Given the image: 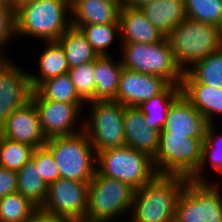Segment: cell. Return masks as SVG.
<instances>
[{
  "label": "cell",
  "mask_w": 222,
  "mask_h": 222,
  "mask_svg": "<svg viewBox=\"0 0 222 222\" xmlns=\"http://www.w3.org/2000/svg\"><path fill=\"white\" fill-rule=\"evenodd\" d=\"M189 178L157 175L136 189L129 222H173L179 197Z\"/></svg>",
  "instance_id": "1"
},
{
  "label": "cell",
  "mask_w": 222,
  "mask_h": 222,
  "mask_svg": "<svg viewBox=\"0 0 222 222\" xmlns=\"http://www.w3.org/2000/svg\"><path fill=\"white\" fill-rule=\"evenodd\" d=\"M16 37L57 41L71 26V0H33L15 10Z\"/></svg>",
  "instance_id": "2"
},
{
  "label": "cell",
  "mask_w": 222,
  "mask_h": 222,
  "mask_svg": "<svg viewBox=\"0 0 222 222\" xmlns=\"http://www.w3.org/2000/svg\"><path fill=\"white\" fill-rule=\"evenodd\" d=\"M166 37L183 73L222 47L221 28L190 18H185Z\"/></svg>",
  "instance_id": "3"
},
{
  "label": "cell",
  "mask_w": 222,
  "mask_h": 222,
  "mask_svg": "<svg viewBox=\"0 0 222 222\" xmlns=\"http://www.w3.org/2000/svg\"><path fill=\"white\" fill-rule=\"evenodd\" d=\"M96 172L127 183L135 190L158 175L152 158L126 145L96 153Z\"/></svg>",
  "instance_id": "4"
},
{
  "label": "cell",
  "mask_w": 222,
  "mask_h": 222,
  "mask_svg": "<svg viewBox=\"0 0 222 222\" xmlns=\"http://www.w3.org/2000/svg\"><path fill=\"white\" fill-rule=\"evenodd\" d=\"M135 189L127 183L95 172L89 182L88 207L84 222L115 221L130 214Z\"/></svg>",
  "instance_id": "5"
},
{
  "label": "cell",
  "mask_w": 222,
  "mask_h": 222,
  "mask_svg": "<svg viewBox=\"0 0 222 222\" xmlns=\"http://www.w3.org/2000/svg\"><path fill=\"white\" fill-rule=\"evenodd\" d=\"M45 146L54 156L60 178L91 181L96 172V153L84 131L50 138Z\"/></svg>",
  "instance_id": "6"
},
{
  "label": "cell",
  "mask_w": 222,
  "mask_h": 222,
  "mask_svg": "<svg viewBox=\"0 0 222 222\" xmlns=\"http://www.w3.org/2000/svg\"><path fill=\"white\" fill-rule=\"evenodd\" d=\"M120 44L121 63L124 68L162 77L170 84H181L183 71L175 62L167 37L152 44Z\"/></svg>",
  "instance_id": "7"
},
{
  "label": "cell",
  "mask_w": 222,
  "mask_h": 222,
  "mask_svg": "<svg viewBox=\"0 0 222 222\" xmlns=\"http://www.w3.org/2000/svg\"><path fill=\"white\" fill-rule=\"evenodd\" d=\"M90 112L83 118V131L89 138L95 153L125 146L124 107L114 100L86 103ZM85 119V120H84Z\"/></svg>",
  "instance_id": "8"
},
{
  "label": "cell",
  "mask_w": 222,
  "mask_h": 222,
  "mask_svg": "<svg viewBox=\"0 0 222 222\" xmlns=\"http://www.w3.org/2000/svg\"><path fill=\"white\" fill-rule=\"evenodd\" d=\"M203 140L178 134H159V147L153 160L159 175L190 178L198 169Z\"/></svg>",
  "instance_id": "9"
},
{
  "label": "cell",
  "mask_w": 222,
  "mask_h": 222,
  "mask_svg": "<svg viewBox=\"0 0 222 222\" xmlns=\"http://www.w3.org/2000/svg\"><path fill=\"white\" fill-rule=\"evenodd\" d=\"M173 222H222V190L218 181L189 180L179 197Z\"/></svg>",
  "instance_id": "10"
},
{
  "label": "cell",
  "mask_w": 222,
  "mask_h": 222,
  "mask_svg": "<svg viewBox=\"0 0 222 222\" xmlns=\"http://www.w3.org/2000/svg\"><path fill=\"white\" fill-rule=\"evenodd\" d=\"M30 100L36 107L41 130L47 140L83 131V120L80 118L83 114L80 113H82L81 111L83 106H86V103H64L45 100L35 90L32 91ZM79 121L80 124L78 123Z\"/></svg>",
  "instance_id": "11"
},
{
  "label": "cell",
  "mask_w": 222,
  "mask_h": 222,
  "mask_svg": "<svg viewBox=\"0 0 222 222\" xmlns=\"http://www.w3.org/2000/svg\"><path fill=\"white\" fill-rule=\"evenodd\" d=\"M88 190L89 182L59 178L48 185L46 200L41 208L71 222H84L88 207Z\"/></svg>",
  "instance_id": "12"
},
{
  "label": "cell",
  "mask_w": 222,
  "mask_h": 222,
  "mask_svg": "<svg viewBox=\"0 0 222 222\" xmlns=\"http://www.w3.org/2000/svg\"><path fill=\"white\" fill-rule=\"evenodd\" d=\"M32 91L27 70L0 56V128L16 109L30 101Z\"/></svg>",
  "instance_id": "13"
},
{
  "label": "cell",
  "mask_w": 222,
  "mask_h": 222,
  "mask_svg": "<svg viewBox=\"0 0 222 222\" xmlns=\"http://www.w3.org/2000/svg\"><path fill=\"white\" fill-rule=\"evenodd\" d=\"M169 85L170 83L162 77L123 68L114 101L123 106L138 107L163 92Z\"/></svg>",
  "instance_id": "14"
},
{
  "label": "cell",
  "mask_w": 222,
  "mask_h": 222,
  "mask_svg": "<svg viewBox=\"0 0 222 222\" xmlns=\"http://www.w3.org/2000/svg\"><path fill=\"white\" fill-rule=\"evenodd\" d=\"M210 122L180 94L170 105L159 134L198 137L205 141Z\"/></svg>",
  "instance_id": "15"
},
{
  "label": "cell",
  "mask_w": 222,
  "mask_h": 222,
  "mask_svg": "<svg viewBox=\"0 0 222 222\" xmlns=\"http://www.w3.org/2000/svg\"><path fill=\"white\" fill-rule=\"evenodd\" d=\"M0 135L34 148L44 146L47 141L41 130L38 112L31 100L10 115L0 128Z\"/></svg>",
  "instance_id": "16"
},
{
  "label": "cell",
  "mask_w": 222,
  "mask_h": 222,
  "mask_svg": "<svg viewBox=\"0 0 222 222\" xmlns=\"http://www.w3.org/2000/svg\"><path fill=\"white\" fill-rule=\"evenodd\" d=\"M125 145L153 160L159 147V132L146 125L138 107L125 106L123 111Z\"/></svg>",
  "instance_id": "17"
},
{
  "label": "cell",
  "mask_w": 222,
  "mask_h": 222,
  "mask_svg": "<svg viewBox=\"0 0 222 222\" xmlns=\"http://www.w3.org/2000/svg\"><path fill=\"white\" fill-rule=\"evenodd\" d=\"M119 25L120 43L152 44L166 37L144 16L140 8L121 7Z\"/></svg>",
  "instance_id": "18"
},
{
  "label": "cell",
  "mask_w": 222,
  "mask_h": 222,
  "mask_svg": "<svg viewBox=\"0 0 222 222\" xmlns=\"http://www.w3.org/2000/svg\"><path fill=\"white\" fill-rule=\"evenodd\" d=\"M119 0H71V25L119 24Z\"/></svg>",
  "instance_id": "19"
},
{
  "label": "cell",
  "mask_w": 222,
  "mask_h": 222,
  "mask_svg": "<svg viewBox=\"0 0 222 222\" xmlns=\"http://www.w3.org/2000/svg\"><path fill=\"white\" fill-rule=\"evenodd\" d=\"M181 94L210 123L222 116V89L210 87L199 82H181Z\"/></svg>",
  "instance_id": "20"
},
{
  "label": "cell",
  "mask_w": 222,
  "mask_h": 222,
  "mask_svg": "<svg viewBox=\"0 0 222 222\" xmlns=\"http://www.w3.org/2000/svg\"><path fill=\"white\" fill-rule=\"evenodd\" d=\"M121 60L111 55L98 56L95 60V101L115 100L123 70Z\"/></svg>",
  "instance_id": "21"
},
{
  "label": "cell",
  "mask_w": 222,
  "mask_h": 222,
  "mask_svg": "<svg viewBox=\"0 0 222 222\" xmlns=\"http://www.w3.org/2000/svg\"><path fill=\"white\" fill-rule=\"evenodd\" d=\"M140 10L165 36L186 18L184 0H156L142 5Z\"/></svg>",
  "instance_id": "22"
},
{
  "label": "cell",
  "mask_w": 222,
  "mask_h": 222,
  "mask_svg": "<svg viewBox=\"0 0 222 222\" xmlns=\"http://www.w3.org/2000/svg\"><path fill=\"white\" fill-rule=\"evenodd\" d=\"M45 45L38 60L39 71L36 75L28 72L32 90L45 80L68 73L70 69L64 49L57 41L46 42Z\"/></svg>",
  "instance_id": "23"
},
{
  "label": "cell",
  "mask_w": 222,
  "mask_h": 222,
  "mask_svg": "<svg viewBox=\"0 0 222 222\" xmlns=\"http://www.w3.org/2000/svg\"><path fill=\"white\" fill-rule=\"evenodd\" d=\"M180 85L170 84L163 92L138 106L148 127L160 133L170 105L181 94Z\"/></svg>",
  "instance_id": "24"
},
{
  "label": "cell",
  "mask_w": 222,
  "mask_h": 222,
  "mask_svg": "<svg viewBox=\"0 0 222 222\" xmlns=\"http://www.w3.org/2000/svg\"><path fill=\"white\" fill-rule=\"evenodd\" d=\"M16 173L17 192L41 208L46 200L48 186L40 177L39 167L31 159Z\"/></svg>",
  "instance_id": "25"
},
{
  "label": "cell",
  "mask_w": 222,
  "mask_h": 222,
  "mask_svg": "<svg viewBox=\"0 0 222 222\" xmlns=\"http://www.w3.org/2000/svg\"><path fill=\"white\" fill-rule=\"evenodd\" d=\"M182 82H199L222 89V47L184 72Z\"/></svg>",
  "instance_id": "26"
},
{
  "label": "cell",
  "mask_w": 222,
  "mask_h": 222,
  "mask_svg": "<svg viewBox=\"0 0 222 222\" xmlns=\"http://www.w3.org/2000/svg\"><path fill=\"white\" fill-rule=\"evenodd\" d=\"M57 42L64 49L69 68L94 61L98 57L79 28L70 26Z\"/></svg>",
  "instance_id": "27"
},
{
  "label": "cell",
  "mask_w": 222,
  "mask_h": 222,
  "mask_svg": "<svg viewBox=\"0 0 222 222\" xmlns=\"http://www.w3.org/2000/svg\"><path fill=\"white\" fill-rule=\"evenodd\" d=\"M35 91L45 100L64 103H85L76 93L68 73L45 80Z\"/></svg>",
  "instance_id": "28"
},
{
  "label": "cell",
  "mask_w": 222,
  "mask_h": 222,
  "mask_svg": "<svg viewBox=\"0 0 222 222\" xmlns=\"http://www.w3.org/2000/svg\"><path fill=\"white\" fill-rule=\"evenodd\" d=\"M71 26L80 29L98 56L111 55L109 47L112 46L111 44L116 40L115 36H118L120 40L119 24H87Z\"/></svg>",
  "instance_id": "29"
},
{
  "label": "cell",
  "mask_w": 222,
  "mask_h": 222,
  "mask_svg": "<svg viewBox=\"0 0 222 222\" xmlns=\"http://www.w3.org/2000/svg\"><path fill=\"white\" fill-rule=\"evenodd\" d=\"M34 149L29 144L12 141L0 135V166L17 172L31 160Z\"/></svg>",
  "instance_id": "30"
},
{
  "label": "cell",
  "mask_w": 222,
  "mask_h": 222,
  "mask_svg": "<svg viewBox=\"0 0 222 222\" xmlns=\"http://www.w3.org/2000/svg\"><path fill=\"white\" fill-rule=\"evenodd\" d=\"M186 18L222 29V0H184Z\"/></svg>",
  "instance_id": "31"
},
{
  "label": "cell",
  "mask_w": 222,
  "mask_h": 222,
  "mask_svg": "<svg viewBox=\"0 0 222 222\" xmlns=\"http://www.w3.org/2000/svg\"><path fill=\"white\" fill-rule=\"evenodd\" d=\"M37 209L19 192L0 199V222H24Z\"/></svg>",
  "instance_id": "32"
},
{
  "label": "cell",
  "mask_w": 222,
  "mask_h": 222,
  "mask_svg": "<svg viewBox=\"0 0 222 222\" xmlns=\"http://www.w3.org/2000/svg\"><path fill=\"white\" fill-rule=\"evenodd\" d=\"M94 68L95 60L72 67L68 71L76 93L85 103L95 101Z\"/></svg>",
  "instance_id": "33"
},
{
  "label": "cell",
  "mask_w": 222,
  "mask_h": 222,
  "mask_svg": "<svg viewBox=\"0 0 222 222\" xmlns=\"http://www.w3.org/2000/svg\"><path fill=\"white\" fill-rule=\"evenodd\" d=\"M31 159L39 167L40 177L47 186L60 178L54 156L45 145L35 148Z\"/></svg>",
  "instance_id": "34"
},
{
  "label": "cell",
  "mask_w": 222,
  "mask_h": 222,
  "mask_svg": "<svg viewBox=\"0 0 222 222\" xmlns=\"http://www.w3.org/2000/svg\"><path fill=\"white\" fill-rule=\"evenodd\" d=\"M13 38L16 39L15 9L12 6L0 5V56L8 57L3 50Z\"/></svg>",
  "instance_id": "35"
},
{
  "label": "cell",
  "mask_w": 222,
  "mask_h": 222,
  "mask_svg": "<svg viewBox=\"0 0 222 222\" xmlns=\"http://www.w3.org/2000/svg\"><path fill=\"white\" fill-rule=\"evenodd\" d=\"M213 168V171L219 173L222 176V150H202V157L200 165L197 171L189 178V180L198 183H210L208 176L207 178L203 175L205 172L206 164L208 162Z\"/></svg>",
  "instance_id": "36"
},
{
  "label": "cell",
  "mask_w": 222,
  "mask_h": 222,
  "mask_svg": "<svg viewBox=\"0 0 222 222\" xmlns=\"http://www.w3.org/2000/svg\"><path fill=\"white\" fill-rule=\"evenodd\" d=\"M17 192V173L0 166V199Z\"/></svg>",
  "instance_id": "37"
},
{
  "label": "cell",
  "mask_w": 222,
  "mask_h": 222,
  "mask_svg": "<svg viewBox=\"0 0 222 222\" xmlns=\"http://www.w3.org/2000/svg\"><path fill=\"white\" fill-rule=\"evenodd\" d=\"M215 123L216 122H212L209 124L206 139L203 141L202 150H222V132L217 131Z\"/></svg>",
  "instance_id": "38"
},
{
  "label": "cell",
  "mask_w": 222,
  "mask_h": 222,
  "mask_svg": "<svg viewBox=\"0 0 222 222\" xmlns=\"http://www.w3.org/2000/svg\"><path fill=\"white\" fill-rule=\"evenodd\" d=\"M24 222H71L69 219L55 214H50L49 212L43 210L42 208H37L31 216Z\"/></svg>",
  "instance_id": "39"
},
{
  "label": "cell",
  "mask_w": 222,
  "mask_h": 222,
  "mask_svg": "<svg viewBox=\"0 0 222 222\" xmlns=\"http://www.w3.org/2000/svg\"><path fill=\"white\" fill-rule=\"evenodd\" d=\"M121 7L140 8L144 4L153 3L156 0H119Z\"/></svg>",
  "instance_id": "40"
},
{
  "label": "cell",
  "mask_w": 222,
  "mask_h": 222,
  "mask_svg": "<svg viewBox=\"0 0 222 222\" xmlns=\"http://www.w3.org/2000/svg\"><path fill=\"white\" fill-rule=\"evenodd\" d=\"M33 0H12V7L16 10L19 8L21 5L32 2Z\"/></svg>",
  "instance_id": "41"
},
{
  "label": "cell",
  "mask_w": 222,
  "mask_h": 222,
  "mask_svg": "<svg viewBox=\"0 0 222 222\" xmlns=\"http://www.w3.org/2000/svg\"><path fill=\"white\" fill-rule=\"evenodd\" d=\"M0 5L12 6V0H0Z\"/></svg>",
  "instance_id": "42"
}]
</instances>
